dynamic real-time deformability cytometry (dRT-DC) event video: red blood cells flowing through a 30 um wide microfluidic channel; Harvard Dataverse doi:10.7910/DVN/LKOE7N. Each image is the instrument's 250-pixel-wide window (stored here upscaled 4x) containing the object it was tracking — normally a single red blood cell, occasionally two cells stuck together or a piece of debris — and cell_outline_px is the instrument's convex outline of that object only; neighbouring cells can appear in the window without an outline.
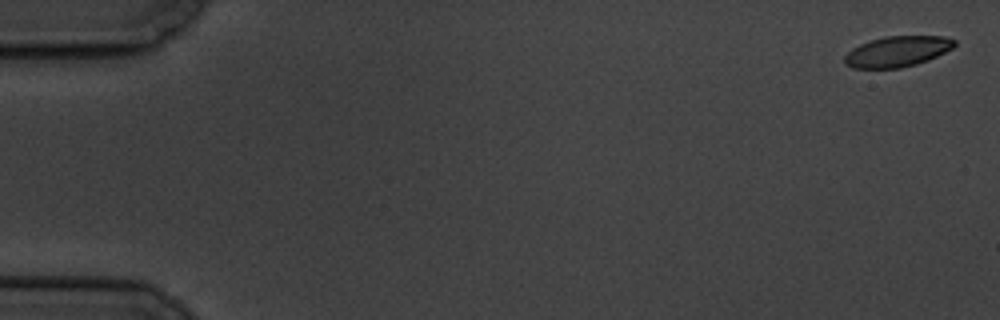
{"species": "common noctule bat (a hibernating species)", "species_latin": "Nyctalus noctula", "temperature_condition": "cold", "stored_images_in_passage": 7, "camera_frame_rate_fps": 3000, "um_per_image_px": 0.085, "animal": {"sex": "male", "body_mass_g": 19.5, "forearm_length_mm": 54.6}, "frame": {"image": 1, "passage_image": 1, "time_ms": 0.0, "image_size_px": [1000, 320], "cell_outline_px": [[956, 44], [952, 48], [928, 60], [916, 64], [900, 68], [852, 68], [844, 64], [844, 56], [852, 48], [860, 44], [884, 36], [944, 36], [956, 40]], "centroid_in_image_um": [76.25, 4.37], "position_along_channel_um": 8.7, "area_um2": 19.59}}
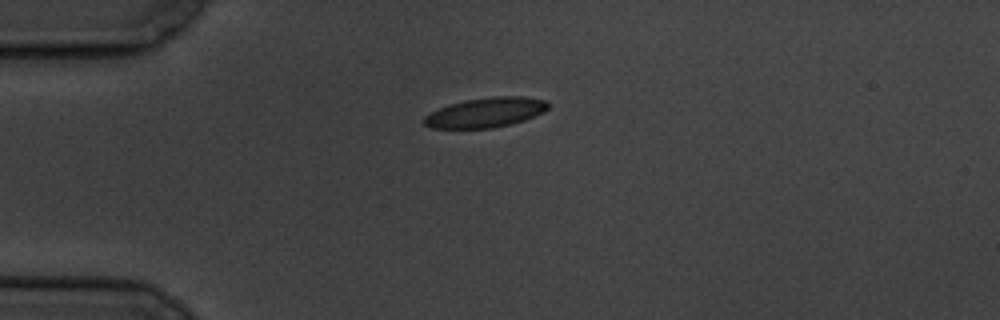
{"frame": {"image": 2, "passage_image": 5, "time_ms": 4.667, "image_size_px": [1000, 320], "cell_outline_px": [[548, 108], [544, 112], [524, 120], [512, 124], [492, 128], [432, 128], [424, 124], [424, 116], [448, 104], [464, 100], [496, 96], [524, 96], [548, 100]], "centroid_in_image_um": [41.32, 9.55], "position_along_channel_um": 43.7, "area_um2": 21.56}}
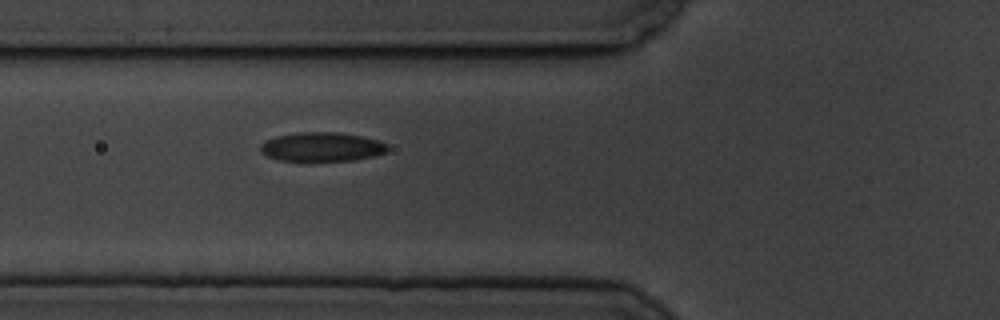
{"frame": {"image": 3, "passage_image": 7, "time_ms": 7.0, "image_size_px": [1000, 320], "cell_outline_px": [[388, 152], [372, 156], [352, 160], [280, 160], [268, 156], [260, 152], [260, 144], [264, 140], [276, 136], [300, 132], [336, 132], [360, 136], [376, 140], [388, 144]], "centroid_in_image_um": [27.33, 12.47], "position_along_channel_um": 98.5, "area_um2": 21.33}}